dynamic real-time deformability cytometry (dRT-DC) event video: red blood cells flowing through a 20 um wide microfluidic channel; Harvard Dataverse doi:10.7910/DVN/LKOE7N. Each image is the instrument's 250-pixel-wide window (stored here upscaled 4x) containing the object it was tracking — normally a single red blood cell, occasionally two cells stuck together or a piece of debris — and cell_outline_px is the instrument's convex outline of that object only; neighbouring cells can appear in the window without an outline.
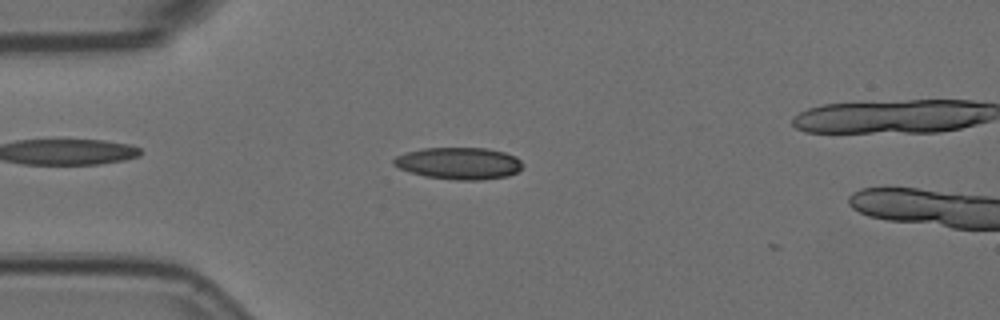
{"species": "Egyptian fruit bat (a non-hibernating species)", "species_latin": "Rousettus aegyptiacus", "temperature_condition": "room temperature", "stored_images_in_passage": 4, "camera_frame_rate_fps": 3000, "um_per_image_px": 0.085, "animal": {"sex": "female"}, "frame": {"image": 1, "passage_image": 3, "time_ms": 0.667, "image_size_px": [1000, 320], "cell_outline_px": [[524, 164], [516, 172], [508, 176], [480, 180], [456, 180], [424, 176], [400, 168], [392, 164], [392, 160], [396, 156], [404, 152], [420, 148], [488, 148], [504, 152], [516, 156]], "centroid_in_image_um": [39.0, 13.87], "position_along_channel_um": 46.0, "area_um2": 24.1}}